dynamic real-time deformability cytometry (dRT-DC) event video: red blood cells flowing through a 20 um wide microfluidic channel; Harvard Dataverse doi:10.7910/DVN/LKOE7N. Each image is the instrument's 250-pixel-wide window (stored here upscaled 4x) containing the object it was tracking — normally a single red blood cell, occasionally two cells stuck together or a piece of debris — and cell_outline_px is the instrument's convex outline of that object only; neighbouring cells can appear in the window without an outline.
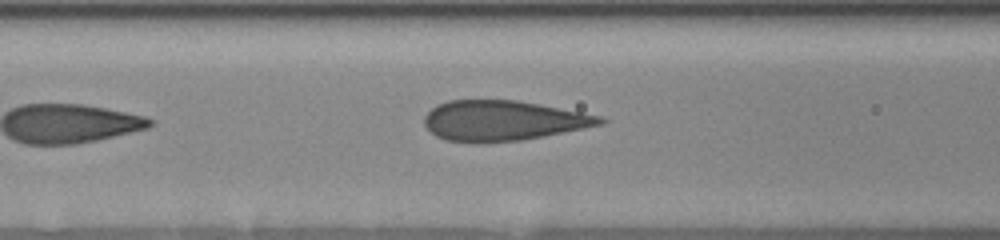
{"species": "human", "species_latin": "Homo sapiens", "temperature_condition": "room temperature", "stored_images_in_passage": 8, "camera_frame_rate_fps": 3000, "um_per_image_px": 0.085, "donor": {"sex": "female"}, "frame": {"image": 1, "passage_image": 8, "time_ms": 4.667, "image_size_px": [1000, 240], "cell_outline_px": [[608, 120], [604, 124], [584, 128], [520, 140], [484, 144], [480, 144], [444, 140], [436, 136], [424, 124], [424, 116], [436, 104], [448, 100], [516, 100], [540, 104], [600, 116]], "centroid_in_image_um": [42.71, 10.26], "position_along_channel_um": 123.9, "area_um2": 41.27}}